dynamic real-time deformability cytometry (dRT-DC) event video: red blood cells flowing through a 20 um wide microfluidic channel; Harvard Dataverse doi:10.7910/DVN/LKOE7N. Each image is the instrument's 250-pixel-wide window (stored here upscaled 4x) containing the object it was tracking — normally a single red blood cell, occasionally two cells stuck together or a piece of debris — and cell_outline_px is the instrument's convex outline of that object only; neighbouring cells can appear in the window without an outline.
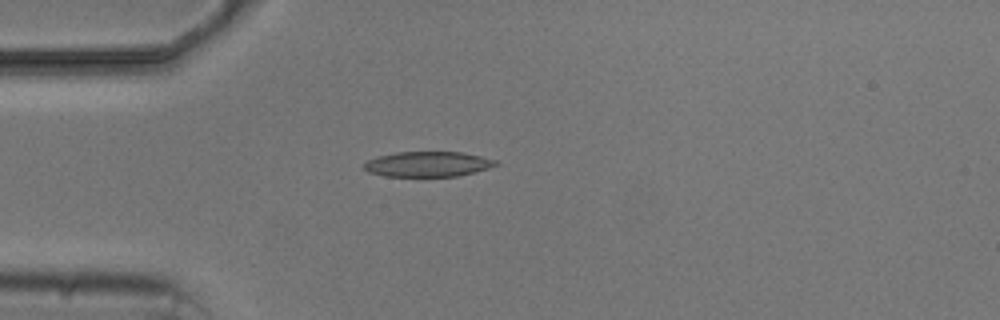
{"species": "common noctule bat (a hibernating species)", "species_latin": "Nyctalus noctula", "temperature_condition": "cold", "stored_images_in_passage": 4, "camera_frame_rate_fps": 3000, "um_per_image_px": 0.085, "animal": {"sex": "male", "body_mass_g": 20.5, "forearm_length_mm": 52.5}, "frame": {"image": 1, "passage_image": 4, "time_ms": 3.667, "image_size_px": [1000, 320], "cell_outline_px": [[500, 164], [488, 168], [456, 176], [384, 176], [368, 172], [364, 168], [364, 164], [368, 160], [376, 156], [396, 152], [464, 152], [496, 160]], "centroid_in_image_um": [36.34, 13.94], "position_along_channel_um": 48.7, "area_um2": 19.25}}